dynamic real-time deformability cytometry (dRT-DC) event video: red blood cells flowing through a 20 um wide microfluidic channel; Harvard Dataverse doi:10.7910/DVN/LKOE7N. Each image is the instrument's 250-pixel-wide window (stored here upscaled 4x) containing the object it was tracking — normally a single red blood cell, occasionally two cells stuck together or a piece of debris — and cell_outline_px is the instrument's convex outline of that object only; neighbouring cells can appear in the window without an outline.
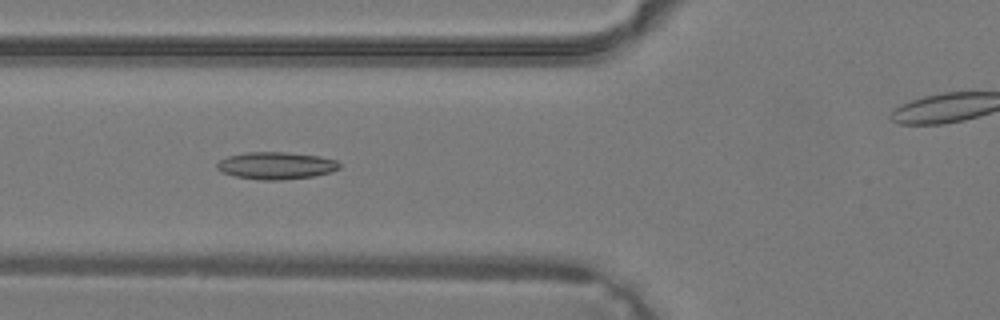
{"species": "common noctule bat (a hibernating species)", "species_latin": "Nyctalus noctula", "temperature_condition": "warm", "stored_images_in_passage": 41, "camera_frame_rate_fps": 3000, "um_per_image_px": 0.085, "animal": {"sex": "male", "body_mass_g": 19.2, "forearm_length_mm": 51.8}, "frame": {"image": 1, "passage_image": 16, "time_ms": 5.0, "image_size_px": [1000, 320], "cell_outline_px": [[340, 168], [332, 172], [312, 176], [280, 180], [264, 180], [236, 176], [220, 172], [216, 168], [216, 164], [220, 160], [228, 156], [244, 152], [284, 152], [320, 156], [336, 160], [340, 164]], "centroid_in_image_um": [23.46, 14.07], "position_along_channel_um": 102.3, "area_um2": 19.42}}
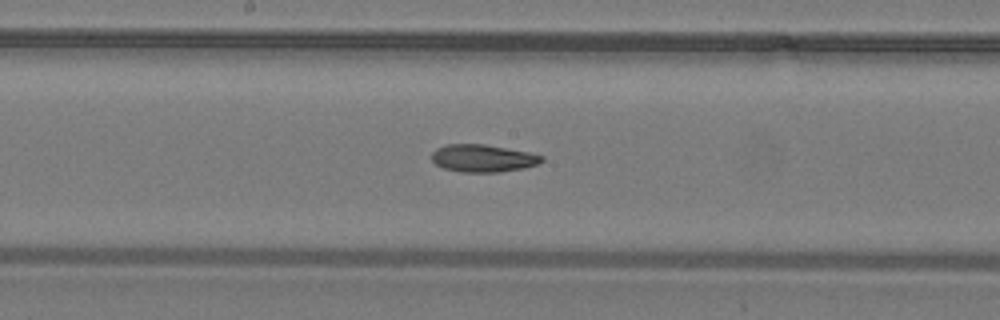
{"frame": {"image": 2, "passage_image": 22, "time_ms": 7.0, "image_size_px": [1000, 320], "cell_outline_px": [[544, 160], [536, 164], [524, 168], [500, 172], [460, 172], [444, 168], [436, 164], [432, 160], [432, 152], [436, 148], [448, 144], [484, 144], [528, 152], [544, 156]], "centroid_in_image_um": [41.04, 13.45], "position_along_channel_um": 207.2, "area_um2": 17.57}}
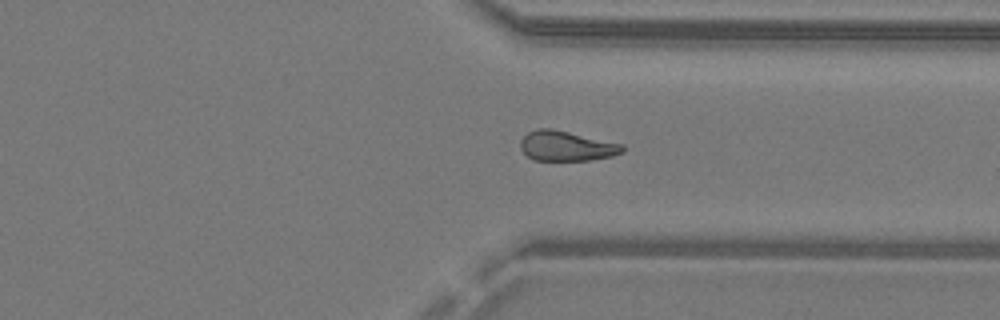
{"frame": {"image": 3, "passage_image": 31, "time_ms": 10.0, "image_size_px": [1000, 320], "cell_outline_px": [[624, 152], [612, 156], [592, 160], [532, 160], [520, 148], [520, 140], [528, 132], [536, 128], [552, 128], [624, 144]], "centroid_in_image_um": [48.16, 12.4], "position_along_channel_um": 363.2, "area_um2": 17.98}}